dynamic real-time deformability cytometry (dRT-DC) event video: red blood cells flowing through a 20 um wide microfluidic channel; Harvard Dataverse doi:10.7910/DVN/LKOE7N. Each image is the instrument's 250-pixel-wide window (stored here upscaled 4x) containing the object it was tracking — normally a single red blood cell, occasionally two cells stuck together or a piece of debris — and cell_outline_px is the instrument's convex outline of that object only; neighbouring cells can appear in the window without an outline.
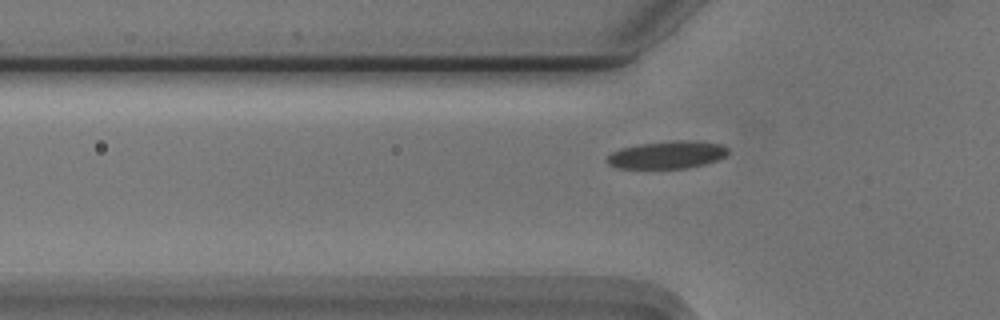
{"species": "Egyptian fruit bat (a non-hibernating species)", "species_latin": "Rousettus aegyptiacus", "temperature_condition": "cold", "stored_images_in_passage": 32, "camera_frame_rate_fps": 3000, "um_per_image_px": 0.085, "animal": {"sex": "male"}, "frame": {"image": 1, "passage_image": 5, "time_ms": 1.333, "image_size_px": [1000, 320], "cell_outline_px": [[728, 152], [720, 160], [688, 168], [616, 168], [608, 164], [604, 160], [612, 152], [620, 148], [640, 144], [672, 140], [696, 140], [724, 144], [728, 148]], "centroid_in_image_um": [56.73, 13.15], "position_along_channel_um": 69.1, "area_um2": 19.77}}
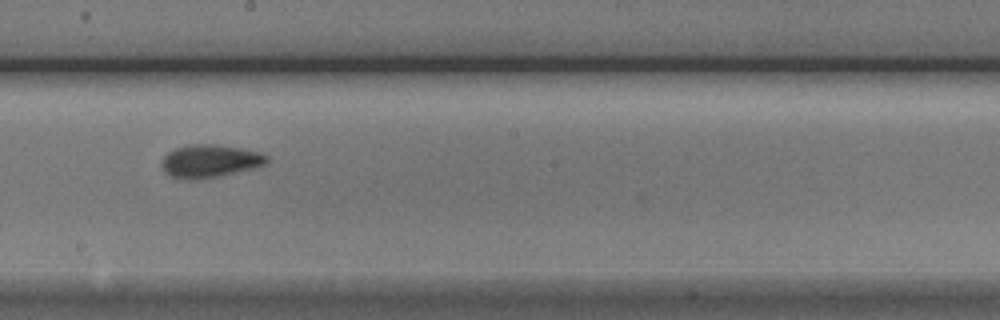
{"frame": {"image": 2, "passage_image": 18, "time_ms": 5.667, "image_size_px": [1000, 320], "cell_outline_px": [[268, 164], [220, 176], [192, 180], [180, 180], [168, 176], [164, 172], [160, 164], [164, 156], [168, 152], [176, 148], [188, 144], [212, 144], [240, 148], [260, 152], [268, 156]], "centroid_in_image_um": [17.79, 13.7], "position_along_channel_um": 230.4, "area_um2": 20.4}}
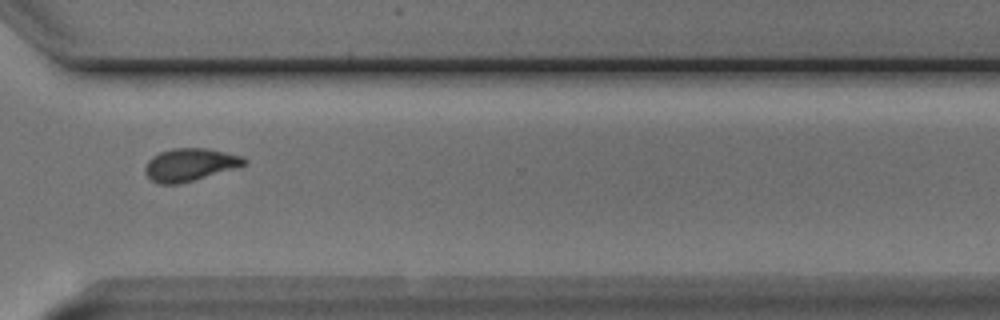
{"frame": {"image": 3, "passage_image": 28, "time_ms": 9.0, "image_size_px": [1000, 320], "cell_outline_px": [[248, 164], [180, 184], [160, 184], [152, 180], [144, 172], [144, 168], [148, 160], [152, 156], [160, 152], [172, 148], [208, 148], [244, 156], [248, 160]], "centroid_in_image_um": [16.15, 13.98], "position_along_channel_um": 354.4, "area_um2": 18.96}, "authors_computed_cell_mechanics": {"area_um2": 19.5075, "velocity_mm_per_s": 3.7191, "shape_relaxation_time_tau1_ms": 3.8882, "shape_relaxation_time_tau2_ms": 1.5899, "deformation_change_tau1": 0.1076, "deformation_change_tau2": 0.0625}}